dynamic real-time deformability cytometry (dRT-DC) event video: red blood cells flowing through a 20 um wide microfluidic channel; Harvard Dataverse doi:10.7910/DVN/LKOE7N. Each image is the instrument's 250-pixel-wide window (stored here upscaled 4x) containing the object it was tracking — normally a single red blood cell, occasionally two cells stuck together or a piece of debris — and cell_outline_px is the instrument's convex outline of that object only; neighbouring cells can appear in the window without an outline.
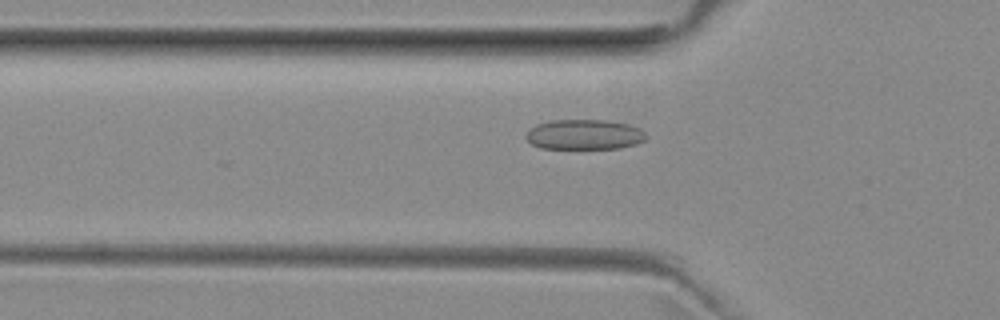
{"species": "common noctule bat (a hibernating species)", "species_latin": "Nyctalus noctula", "temperature_condition": "room temperature", "stored_images_in_passage": 38, "camera_frame_rate_fps": 3000, "um_per_image_px": 0.085, "animal": {"sex": "female", "body_mass_g": 29.2, "forearm_length_mm": 56.3}, "frame": {"image": 1, "passage_image": 7, "time_ms": 2.0, "image_size_px": [1000, 320], "cell_outline_px": [[648, 136], [644, 140], [636, 144], [620, 148], [540, 148], [532, 144], [524, 136], [528, 128], [536, 124], [552, 120], [608, 120], [628, 124], [640, 128]], "centroid_in_image_um": [49.65, 11.43], "position_along_channel_um": 76.1, "area_um2": 21.21}}
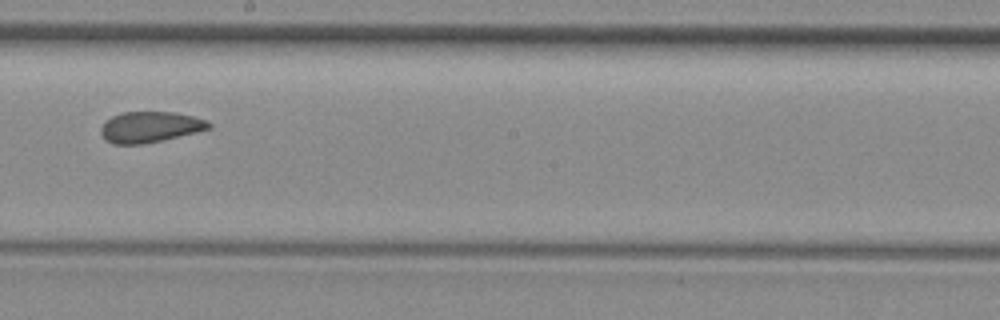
{"frame": {"image": 2, "passage_image": 19, "time_ms": 6.0, "image_size_px": [1000, 320], "cell_outline_px": [[212, 128], [196, 132], [144, 144], [112, 144], [100, 132], [100, 128], [104, 120], [112, 116], [124, 112], [172, 112], [192, 116], [208, 120], [212, 124]], "centroid_in_image_um": [12.75, 10.79], "position_along_channel_um": 235.4, "area_um2": 19.36}}
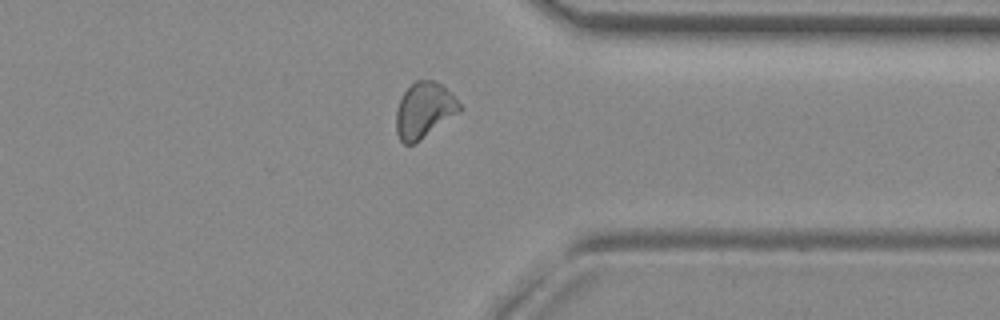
{"frame": {"image": 3, "passage_image": 30, "time_ms": 9.667, "image_size_px": [1000, 320], "cell_outline_px": [[464, 108], [460, 112], [412, 144], [404, 144], [400, 140], [396, 132], [396, 108], [404, 92], [416, 80], [432, 80], [444, 84]], "centroid_in_image_um": [36.07, 9.33], "position_along_channel_um": 375.3, "area_um2": 20.46}, "authors_computed_cell_mechanics": {"area_um2": 20.0566, "velocity_mm_per_s": 3.9693, "shape_relaxation_time_tau1_ms": null, "shape_relaxation_time_tau2_ms": 3.4, "deformation_change_tau1": null, "deformation_change_tau2": 0.0879}}